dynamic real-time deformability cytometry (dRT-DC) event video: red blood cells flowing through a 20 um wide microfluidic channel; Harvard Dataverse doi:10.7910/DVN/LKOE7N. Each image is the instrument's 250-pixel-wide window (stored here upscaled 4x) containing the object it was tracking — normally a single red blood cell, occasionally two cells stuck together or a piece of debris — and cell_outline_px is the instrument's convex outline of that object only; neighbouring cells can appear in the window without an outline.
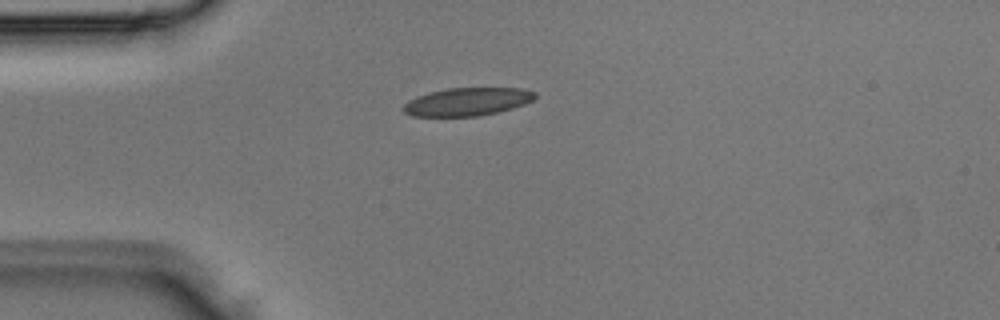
{"species": "Egyptian fruit bat (a non-hibernating species)", "species_latin": "Rousettus aegyptiacus", "temperature_condition": "room temperature", "stored_images_in_passage": 2, "camera_frame_rate_fps": 3000, "um_per_image_px": 0.085, "animal": {"sex": "male"}, "frame": {"image": 1, "passage_image": 1, "time_ms": 0.0, "image_size_px": [1000, 320], "cell_outline_px": [[536, 96], [532, 100], [524, 104], [512, 108], [480, 116], [412, 116], [404, 112], [400, 108], [408, 100], [416, 96], [428, 92], [448, 88], [524, 88], [536, 92]], "centroid_in_image_um": [39.68, 8.64], "position_along_channel_um": 45.3, "area_um2": 21.62}}
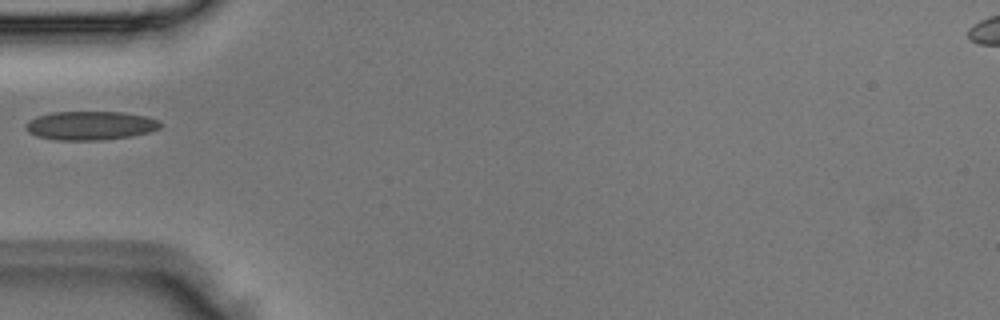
{"frame": {"image": 2, "passage_image": 2, "time_ms": 0.333, "image_size_px": [1000, 320], "cell_outline_px": [[164, 124], [160, 128], [148, 132], [132, 136], [100, 140], [56, 140], [36, 136], [28, 132], [24, 124], [28, 120], [36, 116], [52, 112], [124, 112], [144, 116], [160, 120]], "centroid_in_image_um": [7.67, 10.67], "position_along_channel_um": 77.3, "area_um2": 22.77}}